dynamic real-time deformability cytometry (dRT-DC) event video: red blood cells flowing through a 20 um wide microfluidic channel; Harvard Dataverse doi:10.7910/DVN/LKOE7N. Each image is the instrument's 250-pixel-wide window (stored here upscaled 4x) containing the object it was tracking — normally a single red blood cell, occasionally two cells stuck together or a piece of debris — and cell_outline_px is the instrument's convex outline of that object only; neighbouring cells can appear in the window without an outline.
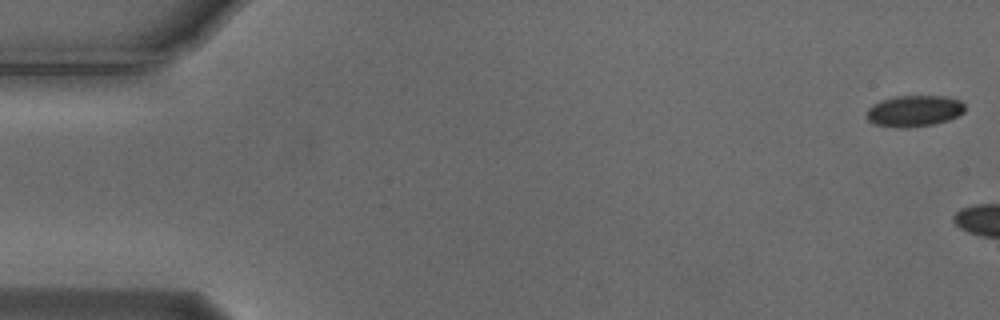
{"species": "Egyptian fruit bat (a non-hibernating species)", "species_latin": "Rousettus aegyptiacus", "temperature_condition": "cold", "stored_images_in_passage": 5, "camera_frame_rate_fps": 3000, "um_per_image_px": 0.085, "animal": {"sex": "male"}, "frame": {"image": 1, "passage_image": 1, "time_ms": 0.0, "image_size_px": [1000, 320], "cell_outline_px": [[964, 112], [948, 120], [932, 124], [908, 128], [896, 128], [876, 124], [868, 120], [868, 108], [872, 104], [880, 100], [896, 96], [944, 96], [960, 100], [964, 104]], "centroid_in_image_um": [77.7, 9.43], "position_along_channel_um": 7.3, "area_um2": 17.86}}